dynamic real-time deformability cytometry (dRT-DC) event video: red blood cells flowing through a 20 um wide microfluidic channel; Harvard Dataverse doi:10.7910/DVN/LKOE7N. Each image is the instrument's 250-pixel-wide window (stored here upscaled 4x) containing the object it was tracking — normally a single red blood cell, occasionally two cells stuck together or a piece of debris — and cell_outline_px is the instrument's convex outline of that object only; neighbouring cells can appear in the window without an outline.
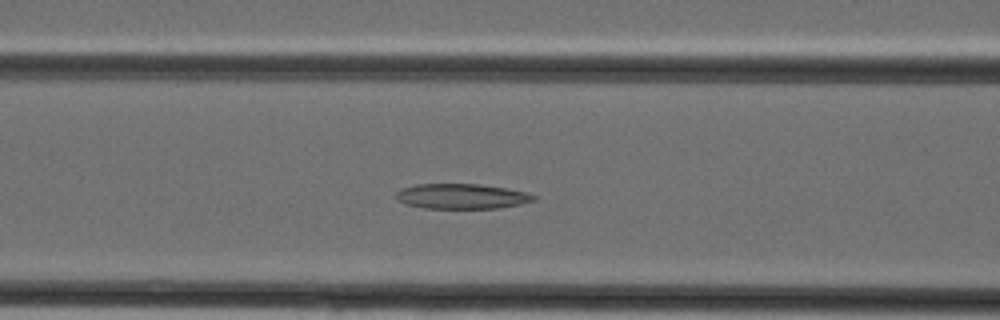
{"species": "Egyptian fruit bat (a non-hibernating species)", "species_latin": "Rousettus aegyptiacus", "temperature_condition": "cold", "stored_images_in_passage": 30, "camera_frame_rate_fps": 3000, "um_per_image_px": 0.085, "animal": {"sex": "female"}, "frame": {"image": 1, "passage_image": 7, "time_ms": 2.0, "image_size_px": [1000, 320], "cell_outline_px": [[536, 200], [520, 204], [496, 208], [424, 208], [404, 204], [396, 200], [396, 192], [400, 188], [416, 184], [480, 184], [508, 188], [528, 192], [536, 196]], "centroid_in_image_um": [39.22, 16.68], "position_along_channel_um": 127.4, "area_um2": 20.35}}
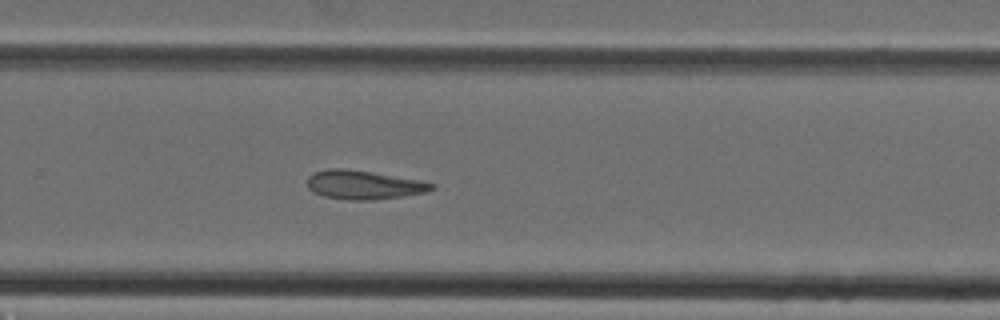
{"frame": {"image": 2, "passage_image": 17, "time_ms": 5.333, "image_size_px": [1000, 320], "cell_outline_px": [[436, 188], [424, 192], [404, 196], [376, 200], [348, 200], [324, 196], [312, 192], [308, 188], [308, 176], [316, 172], [328, 168], [344, 168], [372, 172], [420, 180], [436, 184]], "centroid_in_image_um": [30.92, 15.71], "position_along_channel_um": 298.9, "area_um2": 20.98}}
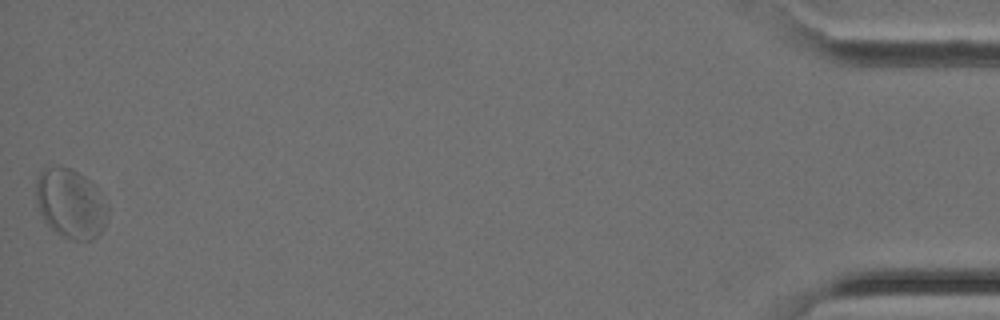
{"frame": {"image": 3, "passage_image": 30, "time_ms": 9.667, "image_size_px": [1000, 320], "cell_outline_px": [[108, 216], [104, 228], [92, 240], [76, 240], [64, 236], [56, 232], [44, 220], [40, 212], [36, 200], [36, 176], [44, 168], [60, 164], [72, 168], [84, 176], [96, 188], [108, 204]], "centroid_in_image_um": [6.0, 17.26], "position_along_channel_um": 429.2, "area_um2": 29.19}}